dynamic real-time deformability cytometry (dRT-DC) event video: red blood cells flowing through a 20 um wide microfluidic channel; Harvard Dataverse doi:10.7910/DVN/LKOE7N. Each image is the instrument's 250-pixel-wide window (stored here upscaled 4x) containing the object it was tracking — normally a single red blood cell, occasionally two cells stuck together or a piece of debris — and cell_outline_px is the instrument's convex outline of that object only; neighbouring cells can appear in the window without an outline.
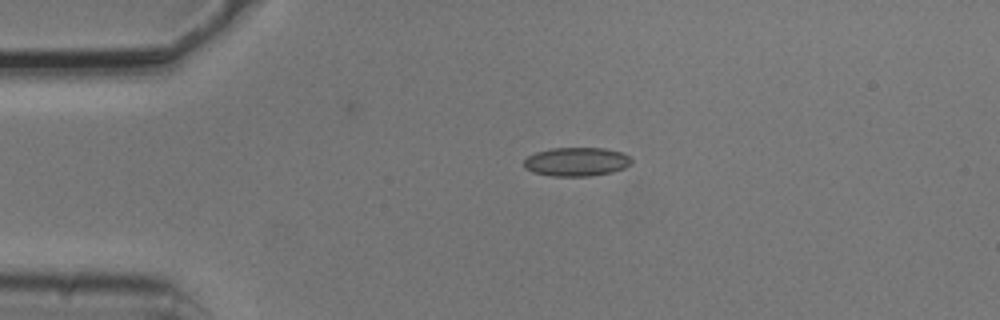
{"species": "common noctule bat (a hibernating species)", "species_latin": "Nyctalus noctula", "temperature_condition": "cold", "stored_images_in_passage": 2, "camera_frame_rate_fps": 3000, "um_per_image_px": 0.085, "animal": {"sex": "male", "body_mass_g": 20.5, "forearm_length_mm": 52.5}, "frame": {"image": 1, "passage_image": 1, "time_ms": 0.0, "image_size_px": [1000, 320], "cell_outline_px": [[632, 164], [624, 168], [612, 172], [592, 176], [552, 176], [532, 172], [524, 168], [524, 160], [528, 156], [536, 152], [552, 148], [604, 148], [624, 152], [632, 160]], "centroid_in_image_um": [49.02, 13.75], "position_along_channel_um": 36.0, "area_um2": 18.21}}